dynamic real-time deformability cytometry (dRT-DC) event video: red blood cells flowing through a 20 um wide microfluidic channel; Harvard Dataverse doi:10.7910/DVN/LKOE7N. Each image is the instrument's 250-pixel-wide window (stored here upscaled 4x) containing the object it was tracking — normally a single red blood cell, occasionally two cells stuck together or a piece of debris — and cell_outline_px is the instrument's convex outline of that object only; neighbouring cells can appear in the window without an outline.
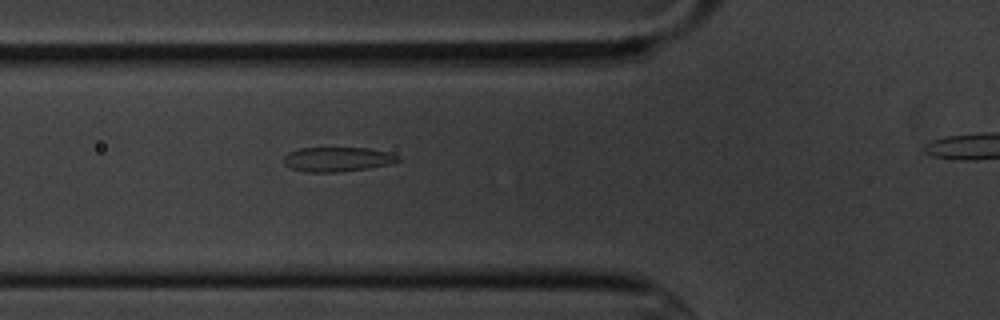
{"species": "common noctule bat (a hibernating species)", "species_latin": "Nyctalus noctula", "temperature_condition": "cold", "stored_images_in_passage": 4, "camera_frame_rate_fps": 3000, "um_per_image_px": 0.085, "animal": {"sex": "male", "body_mass_g": 20.1, "forearm_length_mm": 53.5}, "frame": {"image": 1, "passage_image": 3, "time_ms": 3.333, "image_size_px": [1000, 320], "cell_outline_px": [[400, 160], [392, 164], [368, 168], [340, 172], [304, 172], [292, 168], [284, 164], [284, 156], [288, 152], [300, 148], [368, 148], [388, 152], [400, 156]], "centroid_in_image_um": [28.69, 13.54], "position_along_channel_um": 97.1, "area_um2": 16.42}}